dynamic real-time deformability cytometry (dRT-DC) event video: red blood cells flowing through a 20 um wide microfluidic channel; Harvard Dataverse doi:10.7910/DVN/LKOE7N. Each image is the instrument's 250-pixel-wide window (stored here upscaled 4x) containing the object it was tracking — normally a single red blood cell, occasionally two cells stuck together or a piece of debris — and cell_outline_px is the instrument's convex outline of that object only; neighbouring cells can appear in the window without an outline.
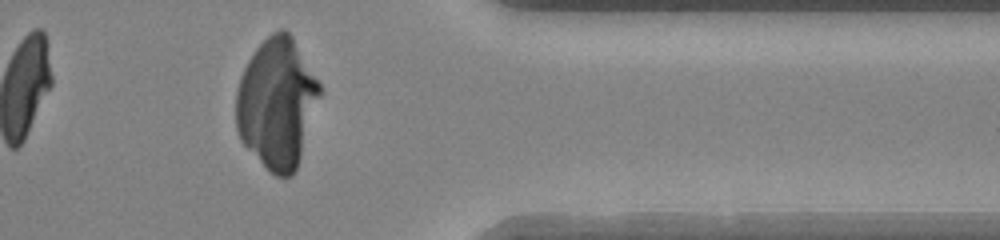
{"species": "human", "species_latin": "Homo sapiens", "temperature_condition": "warm", "stored_images_in_passage": 30, "camera_frame_rate_fps": 3000, "um_per_image_px": 0.085, "donor": {"sex": "female"}, "frame": {"image": 1, "passage_image": 26, "time_ms": 8.333, "image_size_px": [1000, 240], "cell_outline_px": [[324, 92], [296, 168], [292, 176], [276, 176], [268, 172], [240, 140], [236, 128], [236, 92], [240, 76], [248, 60], [256, 48], [272, 32], [280, 28], [284, 28], [292, 36], [324, 88]], "centroid_in_image_um": [23.56, 8.77], "position_along_channel_um": 387.8, "area_um2": 64.27}}